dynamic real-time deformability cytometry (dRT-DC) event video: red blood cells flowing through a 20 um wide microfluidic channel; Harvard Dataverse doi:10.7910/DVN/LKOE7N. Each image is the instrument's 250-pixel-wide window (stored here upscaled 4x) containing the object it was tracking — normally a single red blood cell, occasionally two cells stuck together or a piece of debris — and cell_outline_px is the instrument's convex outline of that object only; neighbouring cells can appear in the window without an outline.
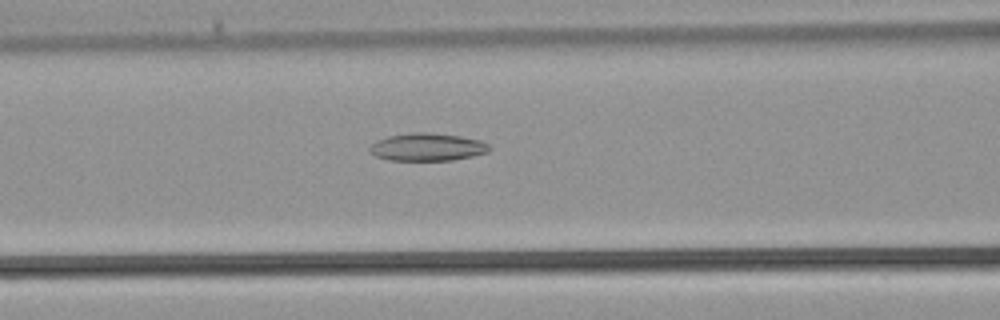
{"species": "common noctule bat (a hibernating species)", "species_latin": "Nyctalus noctula", "temperature_condition": "warm", "stored_images_in_passage": 36, "camera_frame_rate_fps": 3000, "um_per_image_px": 0.085, "animal": {"sex": "male", "body_mass_g": 21.5, "forearm_length_mm": 52.0}, "frame": {"image": 1, "passage_image": 14, "time_ms": 4.333, "image_size_px": [1000, 320], "cell_outline_px": [[492, 148], [488, 152], [472, 156], [452, 160], [388, 160], [376, 156], [368, 148], [376, 140], [388, 136], [416, 132], [428, 132], [460, 136], [480, 140], [488, 144]], "centroid_in_image_um": [36.34, 12.49], "position_along_channel_um": 130.3, "area_um2": 19.25}}
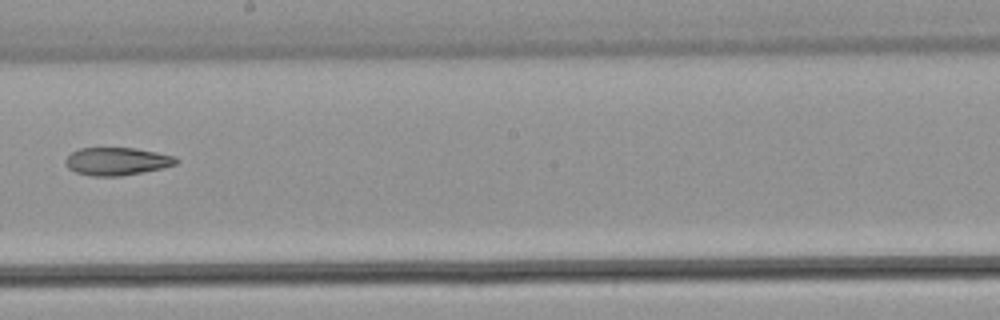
{"frame": {"image": 2, "passage_image": 20, "time_ms": 6.333, "image_size_px": [1000, 320], "cell_outline_px": [[180, 160], [176, 164], [160, 168], [120, 176], [88, 176], [76, 172], [68, 168], [64, 160], [72, 152], [80, 148], [136, 148], [176, 156]], "centroid_in_image_um": [9.93, 13.71], "position_along_channel_um": 238.3, "area_um2": 17.86}}
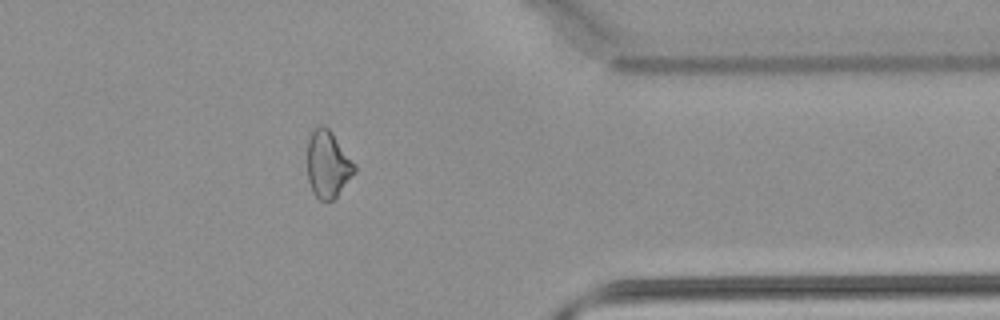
{"frame": {"image": 3, "passage_image": 29, "time_ms": 9.333, "image_size_px": [1000, 320], "cell_outline_px": [[356, 172], [336, 196], [332, 200], [320, 200], [312, 192], [308, 180], [308, 140], [312, 132], [320, 124], [324, 124], [332, 132], [356, 164]], "centroid_in_image_um": [27.88, 13.95], "position_along_channel_um": 383.5, "area_um2": 18.38}}